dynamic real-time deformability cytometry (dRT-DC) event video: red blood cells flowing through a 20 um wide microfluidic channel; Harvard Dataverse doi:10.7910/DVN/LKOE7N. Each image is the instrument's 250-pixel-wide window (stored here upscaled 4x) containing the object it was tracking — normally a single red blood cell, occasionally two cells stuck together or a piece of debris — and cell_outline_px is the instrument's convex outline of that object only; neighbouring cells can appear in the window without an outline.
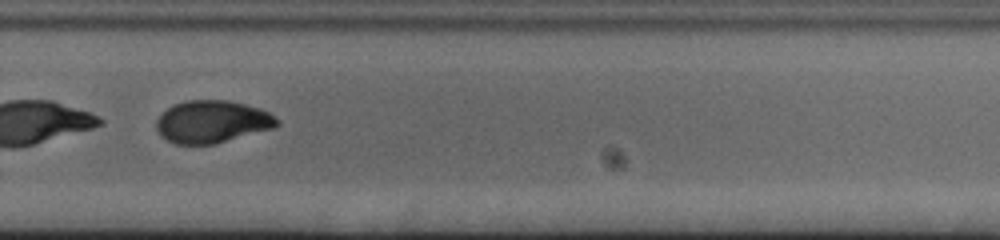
{"species": "human", "species_latin": "Homo sapiens", "temperature_condition": "cold", "stored_images_in_passage": 37, "camera_frame_rate_fps": 3000, "um_per_image_px": 0.085, "donor": {"sex": "female"}, "frame": {"image": 1, "passage_image": 22, "time_ms": 7.0, "image_size_px": [1000, 240], "cell_outline_px": [[280, 124], [276, 128], [216, 144], [176, 144], [160, 136], [156, 128], [156, 120], [172, 104], [188, 100], [228, 100], [260, 108], [268, 112], [280, 120]], "centroid_in_image_um": [18.06, 10.35], "position_along_channel_um": 311.7, "area_um2": 30.11}, "authors_computed_cell_mechanics": {"area_um2": 31.212, "velocity_mm_per_s": 3.7073, "shape_relaxation_time_tau1_ms": 5.0372, "shape_relaxation_time_tau2_ms": 1.8814, "deformation_change_tau1": 0.1764, "deformation_change_tau2": 0.0543}}